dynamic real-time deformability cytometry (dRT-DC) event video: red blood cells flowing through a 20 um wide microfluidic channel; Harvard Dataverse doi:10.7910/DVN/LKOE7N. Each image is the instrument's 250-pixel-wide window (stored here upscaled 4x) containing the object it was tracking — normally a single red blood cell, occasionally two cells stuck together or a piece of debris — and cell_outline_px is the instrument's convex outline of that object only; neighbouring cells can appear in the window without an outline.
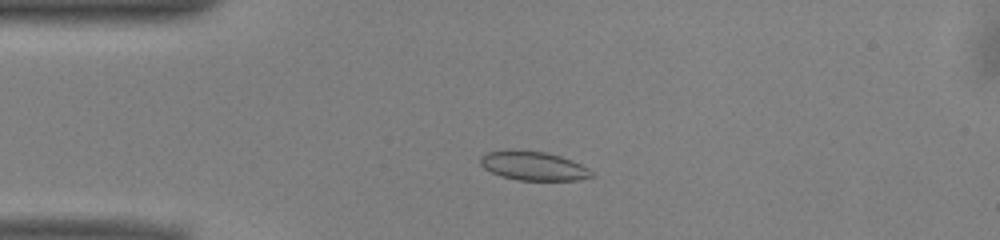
{"species": "common noctule bat (a hibernating species)", "species_latin": "Nyctalus noctula", "temperature_condition": "warm", "stored_images_in_passage": 41, "camera_frame_rate_fps": 3000, "um_per_image_px": 0.085, "animal": {"sex": "male", "body_mass_g": 13.0, "forearm_length_mm": 53.1}, "frame": {"image": 1, "passage_image": 2, "time_ms": 0.333, "image_size_px": [1000, 240], "cell_outline_px": [[596, 176], [580, 180], [520, 180], [500, 176], [484, 168], [480, 164], [480, 156], [488, 152], [512, 148], [544, 152], [560, 156], [572, 160], [588, 168]], "centroid_in_image_um": [45.33, 14.09], "position_along_channel_um": 39.7, "area_um2": 19.02}}
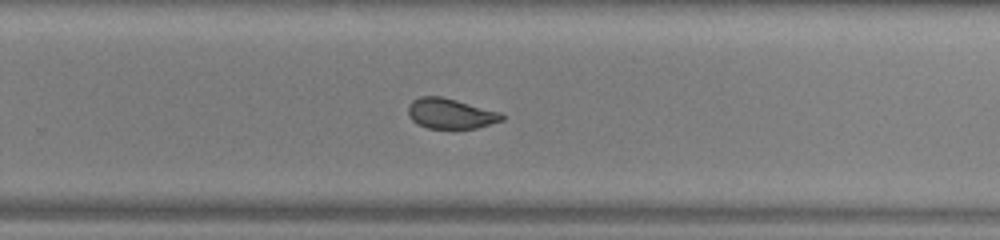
{"frame": {"image": 2, "passage_image": 23, "time_ms": 7.333, "image_size_px": [1000, 240], "cell_outline_px": [[504, 120], [476, 128], [428, 128], [416, 124], [408, 116], [408, 104], [412, 100], [420, 96], [440, 96], [456, 100], [500, 112], [504, 116]], "centroid_in_image_um": [38.25, 9.65], "position_along_channel_um": 291.5, "area_um2": 16.53}}
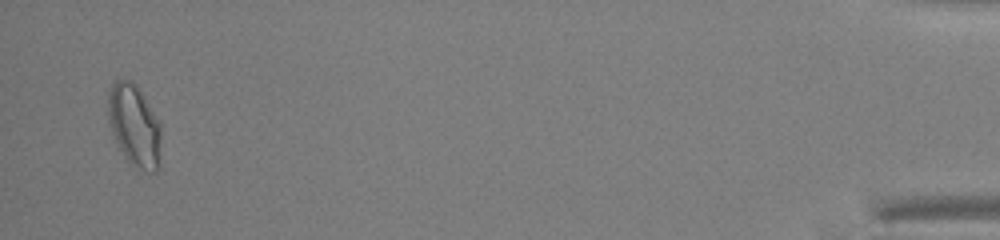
{"frame": {"image": 3, "passage_image": 40, "time_ms": 13.0, "image_size_px": [1000, 240], "cell_outline_px": [[160, 164], [156, 172], [148, 172], [136, 168], [124, 156], [112, 136], [108, 120], [108, 92], [112, 84], [116, 80], [132, 80], [136, 84], [144, 96], [160, 124]], "centroid_in_image_um": [11.41, 10.68], "position_along_channel_um": 423.8, "area_um2": 25.49}, "authors_computed_cell_mechanics": {"area_um2": 17.8024, "velocity_mm_per_s": 3.954, "shape_relaxation_time_tau1_ms": 5.3355, "shape_relaxation_time_tau2_ms": 0.671, "deformation_change_tau1": 0.1371, "deformation_change_tau2": 0.0406}}